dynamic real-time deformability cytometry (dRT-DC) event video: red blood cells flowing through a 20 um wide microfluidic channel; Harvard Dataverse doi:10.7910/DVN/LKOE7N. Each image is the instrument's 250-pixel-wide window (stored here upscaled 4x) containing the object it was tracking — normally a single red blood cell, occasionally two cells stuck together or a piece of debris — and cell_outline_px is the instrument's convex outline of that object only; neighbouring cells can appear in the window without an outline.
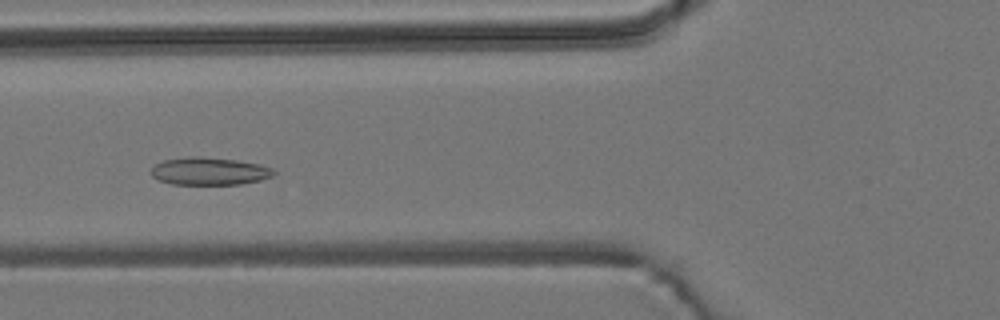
{"species": "common noctule bat (a hibernating species)", "species_latin": "Nyctalus noctula", "temperature_condition": "room temperature", "stored_images_in_passage": 5, "camera_frame_rate_fps": 3000, "um_per_image_px": 0.085, "animal": {"sex": "male", "body_mass_g": 19.2, "forearm_length_mm": 51.8}, "frame": {"image": 1, "passage_image": 5, "time_ms": 4.667, "image_size_px": [1000, 320], "cell_outline_px": [[276, 172], [272, 176], [260, 180], [240, 184], [172, 184], [160, 180], [152, 176], [152, 168], [156, 164], [164, 160], [188, 156], [200, 156], [236, 160], [260, 164], [272, 168]], "centroid_in_image_um": [17.81, 14.54], "position_along_channel_um": 108.0, "area_um2": 19.65}}